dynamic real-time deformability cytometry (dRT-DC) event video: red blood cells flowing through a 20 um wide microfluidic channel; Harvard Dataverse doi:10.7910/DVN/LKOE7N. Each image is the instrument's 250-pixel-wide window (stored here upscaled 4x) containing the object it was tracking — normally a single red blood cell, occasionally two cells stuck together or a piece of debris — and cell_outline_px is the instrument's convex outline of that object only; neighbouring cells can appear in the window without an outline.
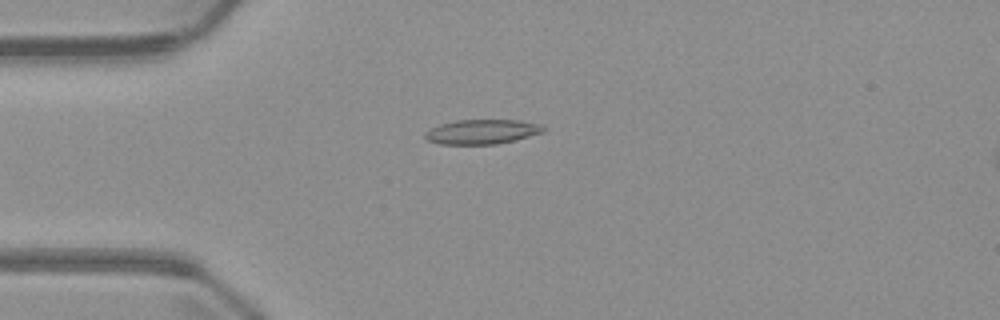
{"species": "common noctule bat (a hibernating species)", "species_latin": "Nyctalus noctula", "temperature_condition": "warm", "stored_images_in_passage": 3, "camera_frame_rate_fps": 3000, "um_per_image_px": 0.085, "animal": {"sex": "male", "body_mass_g": 23.1, "forearm_length_mm": 52.7}, "frame": {"image": 1, "passage_image": 3, "time_ms": 3.667, "image_size_px": [1000, 320], "cell_outline_px": [[544, 132], [496, 144], [440, 144], [428, 140], [424, 136], [424, 132], [440, 124], [456, 120], [516, 120], [540, 124], [544, 128]], "centroid_in_image_um": [40.93, 11.19], "position_along_channel_um": 44.1, "area_um2": 16.7}}